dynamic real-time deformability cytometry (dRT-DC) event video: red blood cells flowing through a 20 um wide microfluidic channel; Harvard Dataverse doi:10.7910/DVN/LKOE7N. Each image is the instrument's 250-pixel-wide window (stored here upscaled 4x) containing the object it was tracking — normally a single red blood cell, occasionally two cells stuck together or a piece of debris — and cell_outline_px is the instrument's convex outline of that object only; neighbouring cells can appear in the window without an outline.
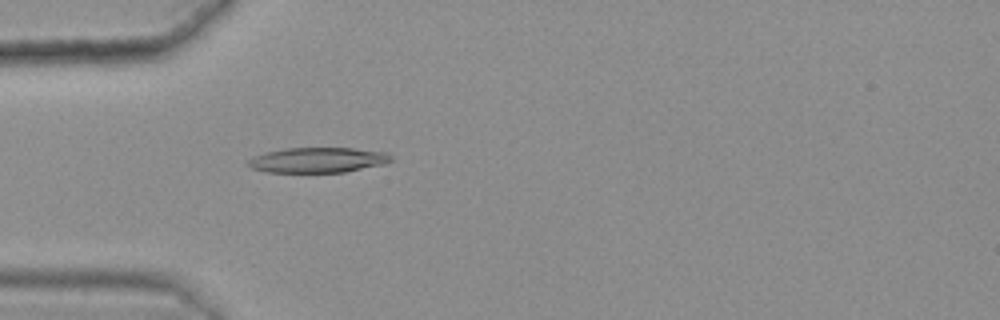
{"species": "common noctule bat (a hibernating species)", "species_latin": "Nyctalus noctula", "temperature_condition": "warm", "stored_images_in_passage": 49, "camera_frame_rate_fps": 3000, "um_per_image_px": 0.085, "animal": {"sex": "female", "body_mass_g": 25.1}, "frame": {"image": 1, "passage_image": 17, "time_ms": 5.333, "image_size_px": [1000, 320], "cell_outline_px": [[392, 160], [384, 164], [344, 172], [268, 172], [252, 168], [248, 164], [248, 160], [252, 156], [264, 152], [284, 148], [352, 148], [388, 152], [392, 156]], "centroid_in_image_um": [27.02, 13.59], "position_along_channel_um": 58.0, "area_um2": 21.04}}
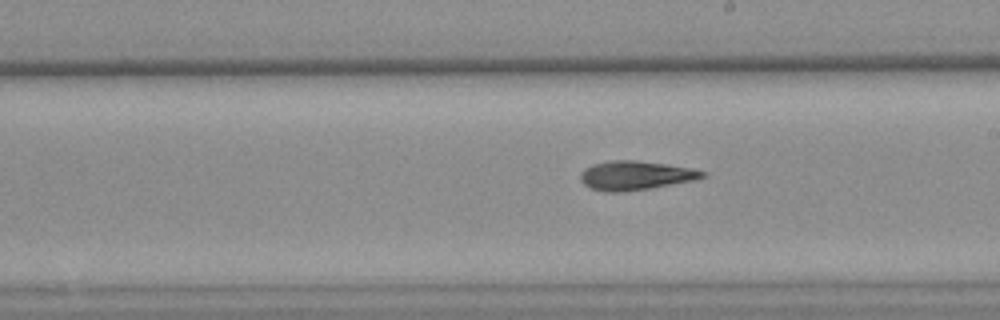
{"frame": {"image": 2, "passage_image": 32, "time_ms": 10.333, "image_size_px": [1000, 320], "cell_outline_px": [[708, 176], [696, 180], [652, 188], [624, 192], [604, 192], [592, 188], [584, 184], [580, 180], [580, 172], [584, 168], [592, 164], [608, 160], [636, 160], [668, 164], [708, 172]], "centroid_in_image_um": [54.02, 14.91], "position_along_channel_um": 235.0, "area_um2": 20.98}}
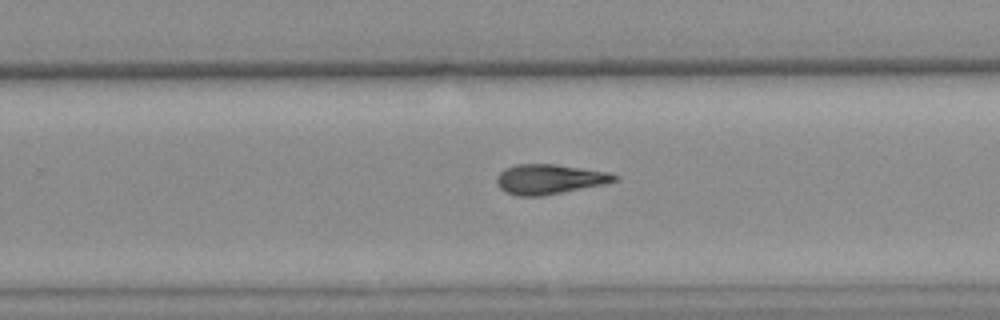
{"frame": {"image": 3, "passage_image": 36, "time_ms": 11.667, "image_size_px": [1000, 320], "cell_outline_px": [[616, 180], [604, 184], [540, 196], [516, 196], [504, 192], [500, 188], [496, 180], [496, 176], [504, 168], [516, 164], [556, 164], [608, 172], [616, 176]], "centroid_in_image_um": [46.62, 15.22], "position_along_channel_um": 283.2, "area_um2": 20.35}, "authors_computed_cell_mechanics": {"area_um2": 20.4612, "velocity_mm_per_s": 3.6284, "shape_relaxation_time_tau1_ms": null, "shape_relaxation_time_tau2_ms": 7.4451, "deformation_change_tau1": null, "deformation_change_tau2": 0.2021}}